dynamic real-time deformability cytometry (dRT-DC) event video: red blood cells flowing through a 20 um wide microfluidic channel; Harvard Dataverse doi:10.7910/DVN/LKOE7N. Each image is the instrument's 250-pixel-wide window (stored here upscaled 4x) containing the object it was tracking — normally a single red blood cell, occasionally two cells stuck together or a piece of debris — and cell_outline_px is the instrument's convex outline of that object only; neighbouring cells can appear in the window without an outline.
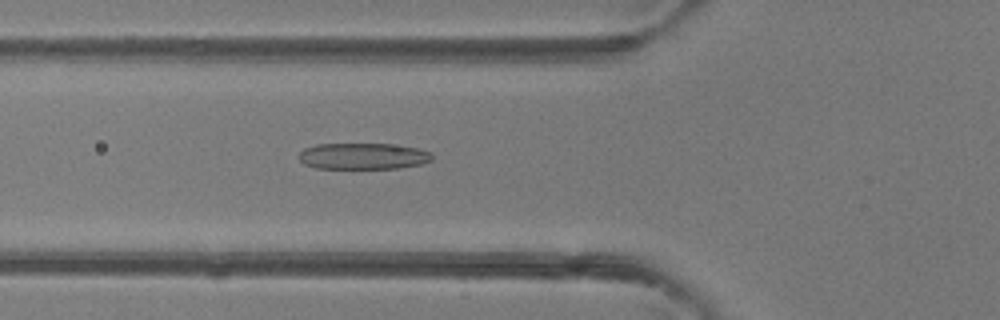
{"species": "common noctule bat (a hibernating species)", "species_latin": "Nyctalus noctula", "temperature_condition": "room temperature", "stored_images_in_passage": 48, "camera_frame_rate_fps": 3000, "um_per_image_px": 0.085, "animal": {"sex": "female"}, "frame": {"image": 1, "passage_image": 18, "time_ms": 5.667, "image_size_px": [1000, 320], "cell_outline_px": [[432, 160], [420, 164], [400, 168], [316, 168], [304, 164], [296, 156], [304, 148], [316, 144], [388, 144], [416, 148], [432, 152]], "centroid_in_image_um": [30.83, 13.27], "position_along_channel_um": 95.0, "area_um2": 20.4}}
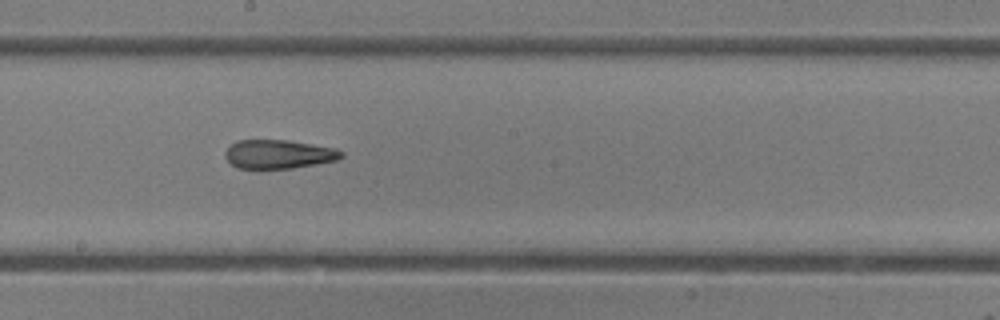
{"frame": {"image": 2, "passage_image": 27, "time_ms": 8.667, "image_size_px": [1000, 320], "cell_outline_px": [[344, 156], [336, 160], [316, 164], [292, 168], [260, 172], [236, 168], [224, 156], [224, 152], [232, 144], [240, 140], [288, 140], [336, 148], [344, 152]], "centroid_in_image_um": [23.65, 13.15], "position_along_channel_um": 224.6, "area_um2": 20.23}}
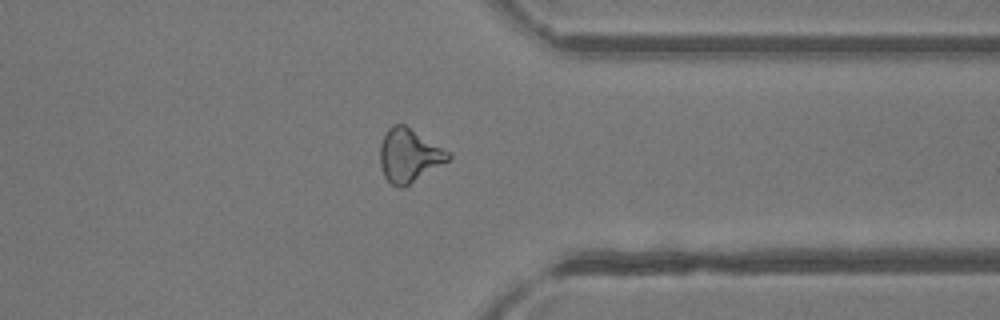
{"frame": {"image": 3, "passage_image": 38, "time_ms": 12.333, "image_size_px": [1000, 320], "cell_outline_px": [[452, 156], [448, 160], [404, 188], [400, 188], [392, 184], [384, 176], [380, 164], [380, 144], [388, 128], [392, 124], [404, 124], [452, 152]], "centroid_in_image_um": [34.78, 13.2], "position_along_channel_um": 376.6, "area_um2": 21.27}, "authors_computed_cell_mechanics": {"area_um2": 21.3282, "velocity_mm_per_s": 4.2897, "shape_relaxation_time_tau1_ms": null, "shape_relaxation_time_tau2_ms": 1.9603, "deformation_change_tau1": null, "deformation_change_tau2": 0.1135}}